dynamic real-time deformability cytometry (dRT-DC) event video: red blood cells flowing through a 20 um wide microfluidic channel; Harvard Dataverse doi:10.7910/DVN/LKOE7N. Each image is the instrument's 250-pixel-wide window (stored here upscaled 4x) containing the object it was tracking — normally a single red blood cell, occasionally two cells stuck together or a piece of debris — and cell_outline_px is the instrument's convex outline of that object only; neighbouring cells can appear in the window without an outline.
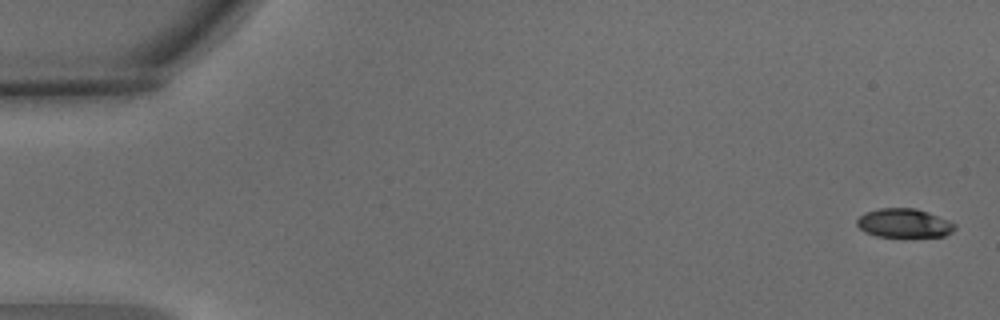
{"species": "common noctule bat (a hibernating species)", "species_latin": "Nyctalus noctula", "temperature_condition": "warm", "stored_images_in_passage": 5, "camera_frame_rate_fps": 3000, "um_per_image_px": 0.085, "animal": {"sex": "male", "body_mass_g": 15.6}, "frame": {"image": 1, "passage_image": 1, "time_ms": 0.0, "image_size_px": [1000, 320], "cell_outline_px": [[956, 228], [952, 232], [944, 236], [876, 236], [864, 232], [856, 224], [856, 220], [864, 212], [880, 208], [916, 208], [928, 212], [948, 220], [956, 224]], "centroid_in_image_um": [76.83, 18.95], "position_along_channel_um": 8.2, "area_um2": 16.47}}